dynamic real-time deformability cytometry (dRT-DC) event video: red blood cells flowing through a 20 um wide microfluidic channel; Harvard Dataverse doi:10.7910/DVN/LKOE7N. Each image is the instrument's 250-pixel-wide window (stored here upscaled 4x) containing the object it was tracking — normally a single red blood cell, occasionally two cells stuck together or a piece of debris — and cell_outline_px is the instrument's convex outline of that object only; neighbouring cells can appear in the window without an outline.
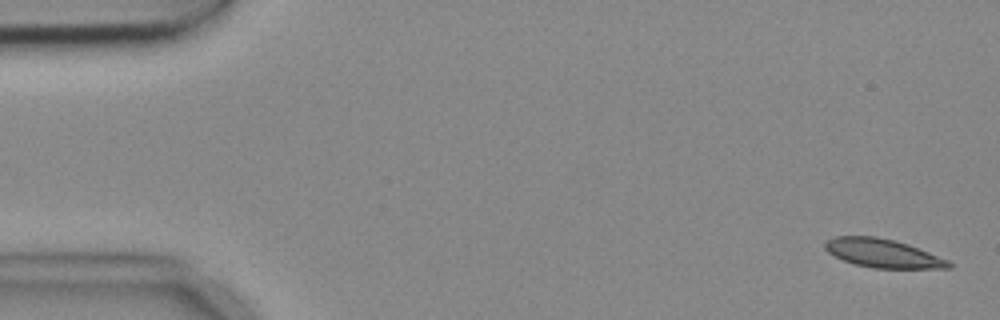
{"species": "common noctule bat (a hibernating species)", "species_latin": "Nyctalus noctula", "temperature_condition": "cold", "stored_images_in_passage": 6, "camera_frame_rate_fps": 3000, "um_per_image_px": 0.085, "animal": {"sex": "female", "body_mass_g": 18.4}, "frame": {"image": 1, "passage_image": 1, "time_ms": 0.0, "image_size_px": [1000, 320], "cell_outline_px": [[952, 268], [872, 268], [856, 264], [844, 260], [828, 252], [824, 248], [824, 244], [828, 240], [836, 236], [876, 236], [896, 240], [908, 244], [948, 260], [952, 264]], "centroid_in_image_um": [75.04, 21.52], "position_along_channel_um": 10.0, "area_um2": 20.46}}
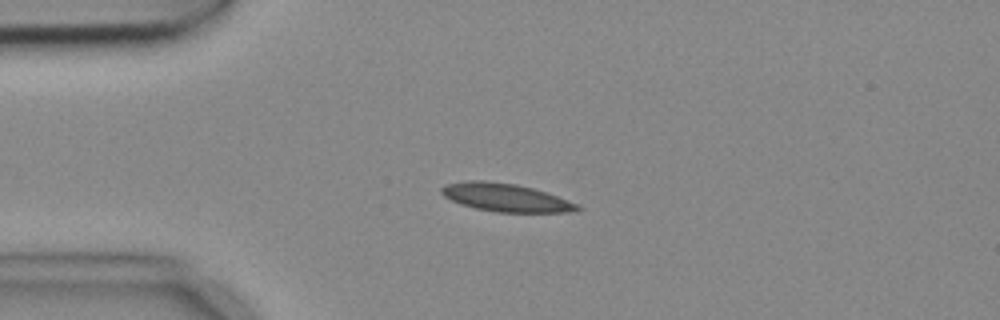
{"frame": {"image": 2, "passage_image": 4, "time_ms": 1.0, "image_size_px": [1000, 320], "cell_outline_px": [[584, 208], [576, 212], [496, 212], [476, 208], [460, 204], [444, 196], [440, 192], [440, 188], [448, 184], [468, 180], [484, 180], [516, 184], [532, 188], [580, 204]], "centroid_in_image_um": [43.01, 16.8], "position_along_channel_um": 42.0, "area_um2": 22.2}}